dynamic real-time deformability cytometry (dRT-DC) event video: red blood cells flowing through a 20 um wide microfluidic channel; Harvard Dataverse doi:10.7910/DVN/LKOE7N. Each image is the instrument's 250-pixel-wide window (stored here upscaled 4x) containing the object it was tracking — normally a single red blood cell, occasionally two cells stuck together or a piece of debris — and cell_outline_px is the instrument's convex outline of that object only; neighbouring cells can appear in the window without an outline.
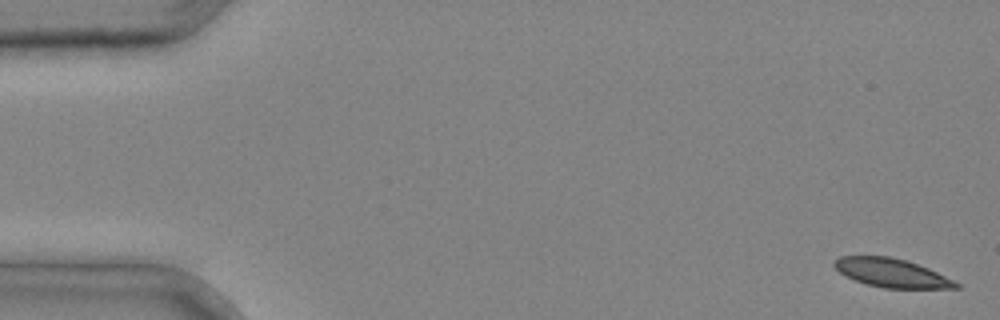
{"species": "common noctule bat (a hibernating species)", "species_latin": "Nyctalus noctula", "temperature_condition": "cold", "stored_images_in_passage": 37, "camera_frame_rate_fps": 3000, "um_per_image_px": 0.085, "animal": {"sex": "male", "body_mass_g": 20.4}, "frame": {"image": 1, "passage_image": 1, "time_ms": 0.0, "image_size_px": [1000, 320], "cell_outline_px": [[960, 288], [884, 288], [868, 284], [844, 276], [832, 264], [840, 256], [888, 256], [904, 260], [928, 268], [960, 284]], "centroid_in_image_um": [75.76, 23.2], "position_along_channel_um": 9.2, "area_um2": 19.94}}
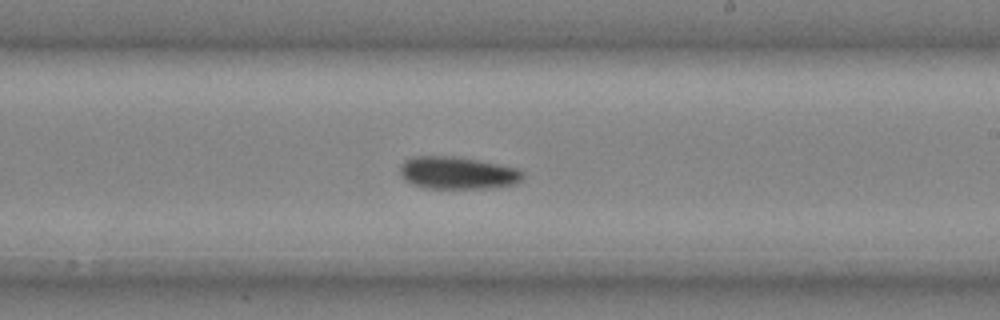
{"frame": {"image": 2, "passage_image": 23, "time_ms": 7.333, "image_size_px": [1000, 320], "cell_outline_px": [[524, 180], [516, 184], [492, 188], [424, 188], [412, 184], [404, 180], [400, 176], [400, 164], [404, 160], [412, 156], [456, 156], [480, 160], [520, 168], [524, 172]], "centroid_in_image_um": [38.92, 14.69], "position_along_channel_um": 250.1, "area_um2": 23.81}}
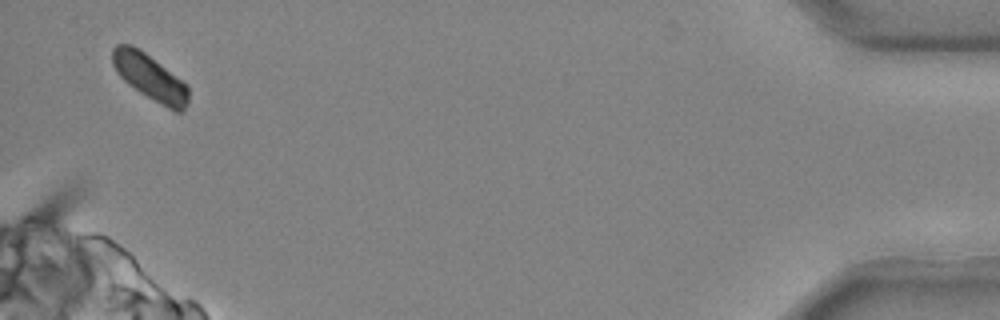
{"frame": {"image": 3, "passage_image": 37, "time_ms": 12.0, "image_size_px": [1000, 320], "cell_outline_px": [[188, 100], [184, 112], [176, 112], [168, 108], [140, 92], [128, 84], [116, 72], [112, 64], [112, 48], [116, 44], [132, 44], [140, 48], [188, 84]], "centroid_in_image_um": [12.75, 6.54], "position_along_channel_um": 422.5, "area_um2": 20.52}}